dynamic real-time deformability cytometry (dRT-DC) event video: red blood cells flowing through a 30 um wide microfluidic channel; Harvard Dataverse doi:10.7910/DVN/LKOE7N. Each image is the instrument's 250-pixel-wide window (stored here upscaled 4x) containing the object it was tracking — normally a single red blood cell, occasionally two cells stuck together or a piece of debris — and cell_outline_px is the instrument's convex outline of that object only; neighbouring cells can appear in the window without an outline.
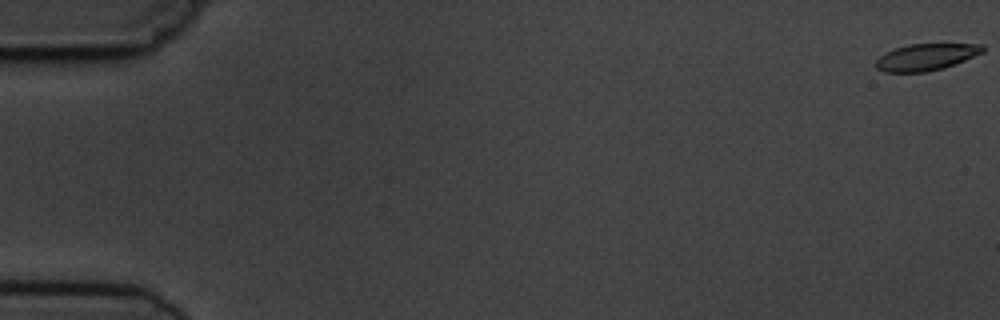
{"species": "common noctule bat (a hibernating species)", "species_latin": "Nyctalus noctula", "temperature_condition": "cold", "stored_images_in_passage": 6, "camera_frame_rate_fps": 3000, "um_per_image_px": 0.085, "animal": {"sex": "male", "body_mass_g": 19.5, "forearm_length_mm": 54.6}, "frame": {"image": 1, "passage_image": 1, "time_ms": 0.0, "image_size_px": [1000, 320], "cell_outline_px": [[984, 52], [944, 68], [928, 72], [884, 72], [876, 68], [876, 60], [884, 52], [896, 48], [912, 44], [984, 44]], "centroid_in_image_um": [78.71, 4.85], "position_along_channel_um": 6.3, "area_um2": 16.59}}
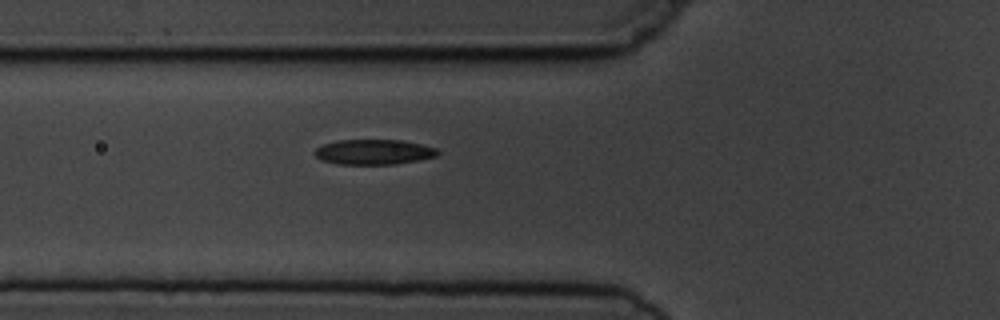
{"frame": {"image": 2, "passage_image": 6, "time_ms": 6.667, "image_size_px": [1000, 320], "cell_outline_px": [[440, 152], [436, 156], [420, 160], [396, 164], [336, 164], [320, 160], [312, 152], [316, 148], [324, 144], [336, 140], [404, 140], [436, 148]], "centroid_in_image_um": [31.75, 12.92], "position_along_channel_um": 94.1, "area_um2": 18.15}}